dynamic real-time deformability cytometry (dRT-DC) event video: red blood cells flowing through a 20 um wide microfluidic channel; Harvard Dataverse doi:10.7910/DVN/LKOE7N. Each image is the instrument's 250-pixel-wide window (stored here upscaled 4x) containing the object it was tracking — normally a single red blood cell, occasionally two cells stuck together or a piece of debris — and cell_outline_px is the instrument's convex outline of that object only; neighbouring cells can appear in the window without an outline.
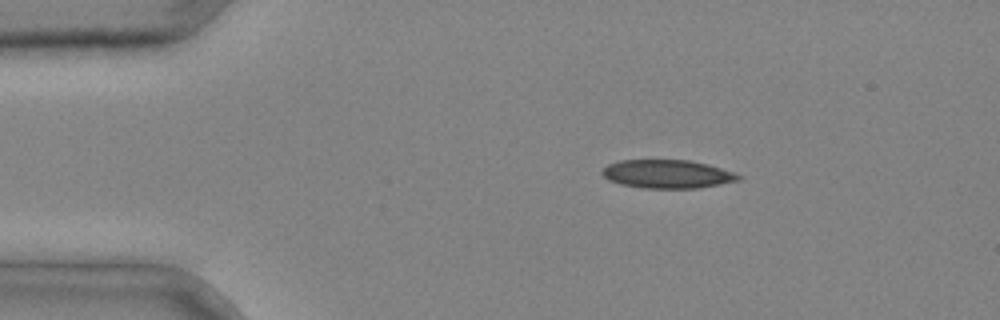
{"species": "common noctule bat (a hibernating species)", "species_latin": "Nyctalus noctula", "temperature_condition": "cold", "stored_images_in_passage": 2, "camera_frame_rate_fps": 3000, "um_per_image_px": 0.085, "animal": {"sex": "male", "body_mass_g": 20.4}, "frame": {"image": 1, "passage_image": 1, "time_ms": 0.0, "image_size_px": [1000, 320], "cell_outline_px": [[744, 176], [740, 180], [720, 184], [696, 188], [644, 188], [620, 184], [608, 180], [600, 172], [608, 164], [620, 160], [688, 160], [708, 164]], "centroid_in_image_um": [56.71, 14.79], "position_along_channel_um": 28.3, "area_um2": 22.54}}